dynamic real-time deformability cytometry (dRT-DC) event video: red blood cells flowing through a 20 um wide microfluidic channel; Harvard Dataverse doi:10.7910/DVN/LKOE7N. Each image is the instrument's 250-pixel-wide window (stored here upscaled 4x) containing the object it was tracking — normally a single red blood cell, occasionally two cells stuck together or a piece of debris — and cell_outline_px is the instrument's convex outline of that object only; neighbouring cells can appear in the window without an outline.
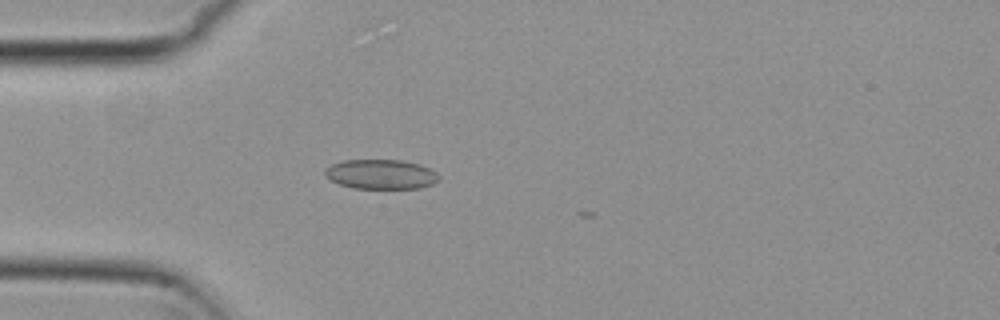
{"species": "common noctule bat (a hibernating species)", "species_latin": "Nyctalus noctula", "temperature_condition": "cold", "stored_images_in_passage": 4, "camera_frame_rate_fps": 3000, "um_per_image_px": 0.085, "animal": {"sex": "female", "body_mass_g": 29.2, "forearm_length_mm": 56.3}, "frame": {"image": 1, "passage_image": 4, "time_ms": 1.0, "image_size_px": [1000, 320], "cell_outline_px": [[440, 180], [432, 184], [420, 188], [352, 188], [340, 184], [324, 176], [324, 168], [332, 164], [344, 160], [400, 160], [420, 164], [436, 172], [440, 176]], "centroid_in_image_um": [32.38, 14.81], "position_along_channel_um": 52.6, "area_um2": 19.71}}